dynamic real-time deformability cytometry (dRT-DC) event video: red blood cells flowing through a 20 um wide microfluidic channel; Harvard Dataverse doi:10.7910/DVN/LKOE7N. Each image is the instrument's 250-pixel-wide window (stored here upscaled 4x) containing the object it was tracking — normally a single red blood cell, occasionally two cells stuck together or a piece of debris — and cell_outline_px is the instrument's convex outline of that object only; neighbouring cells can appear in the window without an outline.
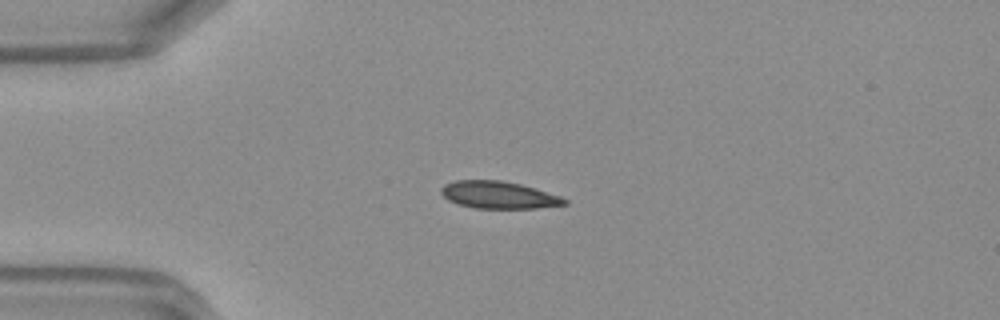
{"species": "Egyptian fruit bat (a non-hibernating species)", "species_latin": "Rousettus aegyptiacus", "temperature_condition": "warm", "stored_images_in_passage": 16, "camera_frame_rate_fps": 3000, "um_per_image_px": 0.085, "frame": {"image": 1, "passage_image": 1, "time_ms": 0.0, "image_size_px": [1000, 320], "cell_outline_px": [[568, 204], [536, 208], [476, 208], [460, 204], [448, 200], [440, 192], [440, 188], [444, 184], [456, 180], [500, 180], [520, 184], [536, 188], [560, 196], [568, 200]], "centroid_in_image_um": [42.39, 16.56], "position_along_channel_um": 42.6, "area_um2": 19.54}}
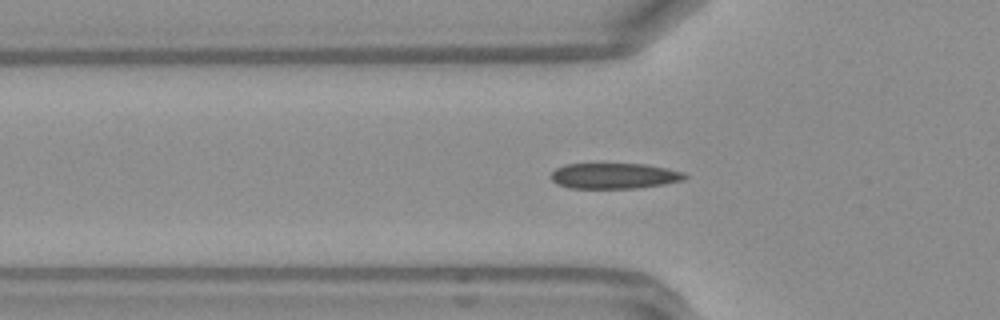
{"frame": {"image": 2, "passage_image": 5, "time_ms": 1.333, "image_size_px": [1000, 320], "cell_outline_px": [[688, 176], [684, 180], [664, 184], [636, 188], [568, 188], [556, 184], [552, 180], [552, 172], [556, 168], [564, 164], [644, 164], [668, 168], [684, 172]], "centroid_in_image_um": [52.22, 14.95], "position_along_channel_um": 73.6, "area_um2": 20.06}}
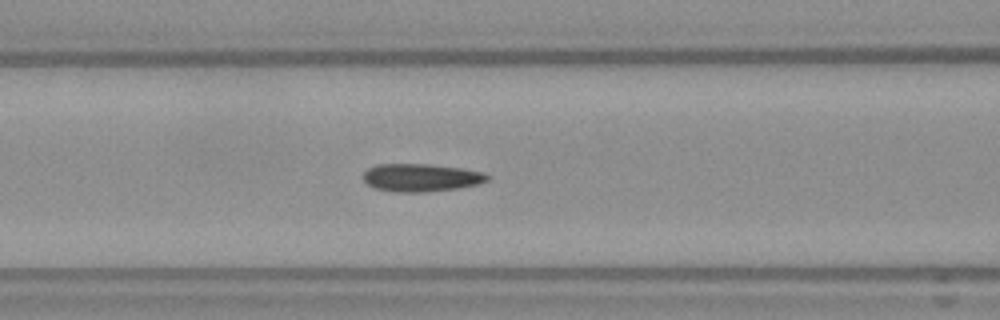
{"frame": {"image": 3, "passage_image": 9, "time_ms": 2.667, "image_size_px": [1000, 320], "cell_outline_px": [[492, 176], [488, 180], [480, 184], [460, 188], [428, 192], [396, 192], [372, 188], [360, 176], [368, 168], [376, 164], [428, 164], [464, 168], [484, 172]], "centroid_in_image_um": [35.81, 15.1], "position_along_channel_um": 130.8, "area_um2": 20.63}}